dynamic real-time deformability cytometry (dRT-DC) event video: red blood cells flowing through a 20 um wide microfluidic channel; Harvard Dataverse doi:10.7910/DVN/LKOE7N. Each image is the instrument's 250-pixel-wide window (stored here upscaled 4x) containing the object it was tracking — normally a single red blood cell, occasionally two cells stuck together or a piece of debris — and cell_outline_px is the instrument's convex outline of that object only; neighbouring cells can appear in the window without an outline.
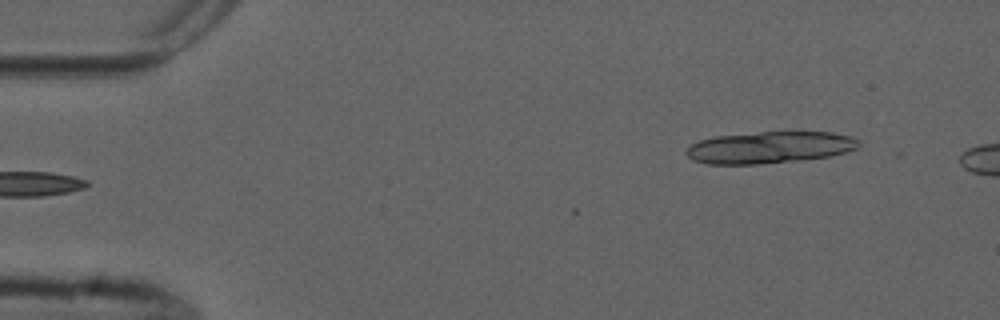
{"species": "common noctule bat (a hibernating species)", "species_latin": "Nyctalus noctula", "temperature_condition": "cold", "stored_images_in_passage": 6, "segment_of_instrument_passage": [2, 2], "camera_frame_rate_fps": 3000, "um_per_image_px": 0.085, "animal": {"sex": "male", "forearm_length_mm": 52.5}, "frame": {"image": 1, "passage_image": 6, "time_ms": 5.667, "image_size_px": [1000, 320], "cell_outline_px": [[860, 144], [856, 148], [844, 152], [828, 156], [800, 160], [756, 164], [708, 164], [692, 160], [684, 152], [692, 144], [700, 140], [716, 136], [760, 132], [832, 132], [852, 136], [860, 140]], "centroid_in_image_um": [65.42, 12.53], "position_along_channel_um": 19.6, "area_um2": 31.79}}